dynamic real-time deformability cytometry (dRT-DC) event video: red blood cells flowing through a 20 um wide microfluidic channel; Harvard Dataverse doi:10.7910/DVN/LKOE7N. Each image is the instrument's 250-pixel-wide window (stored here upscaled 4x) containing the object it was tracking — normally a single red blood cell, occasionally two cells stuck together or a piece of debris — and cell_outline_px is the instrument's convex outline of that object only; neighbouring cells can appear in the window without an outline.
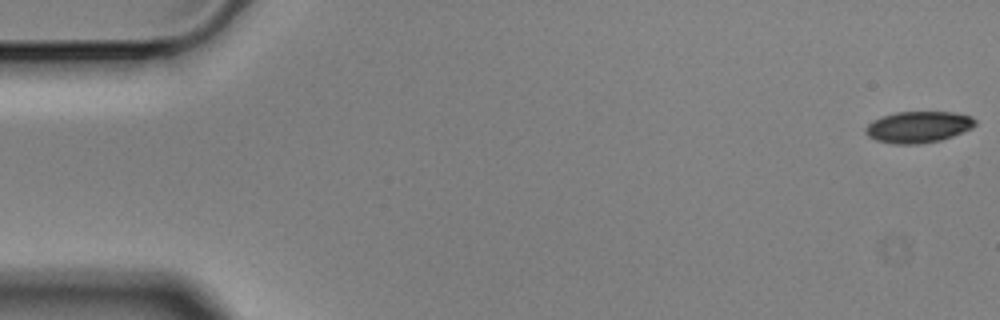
{"species": "Egyptian fruit bat (a non-hibernating species)", "species_latin": "Rousettus aegyptiacus", "temperature_condition": "cold", "stored_images_in_passage": 57, "camera_frame_rate_fps": 3000, "um_per_image_px": 0.085, "animal": {"sex": "male"}, "frame": {"image": 1, "passage_image": 1, "time_ms": 0.0, "image_size_px": [1000, 320], "cell_outline_px": [[976, 124], [972, 128], [952, 136], [940, 140], [920, 144], [892, 144], [876, 140], [868, 136], [864, 132], [864, 128], [872, 120], [896, 112], [952, 112], [972, 116], [976, 120]], "centroid_in_image_um": [78.04, 10.8], "position_along_channel_um": 7.0, "area_um2": 20.11}}
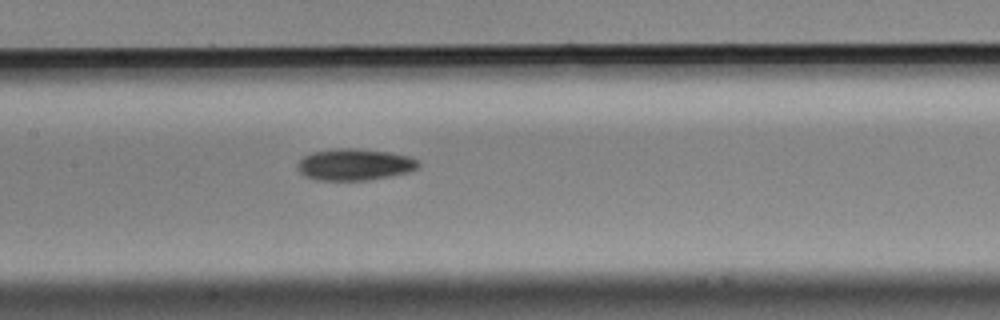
{"frame": {"image": 2, "passage_image": 27, "time_ms": 8.667, "image_size_px": [1000, 320], "cell_outline_px": [[420, 168], [408, 172], [392, 176], [368, 180], [316, 180], [304, 176], [300, 172], [296, 164], [304, 156], [312, 152], [332, 148], [356, 148], [392, 152], [408, 156], [416, 160], [420, 164]], "centroid_in_image_um": [30.14, 13.98], "position_along_channel_um": 177.3, "area_um2": 22.54}}
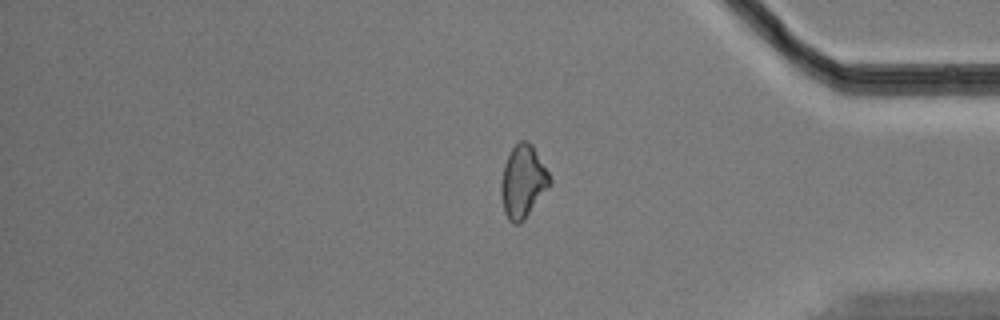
{"frame": {"image": 3, "passage_image": 47, "time_ms": 15.333, "image_size_px": [1000, 320], "cell_outline_px": [[552, 184], [524, 220], [520, 224], [512, 224], [508, 220], [504, 212], [500, 196], [500, 184], [504, 164], [512, 148], [520, 140], [528, 140], [532, 144], [548, 172], [552, 180]], "centroid_in_image_um": [44.44, 15.46], "position_along_channel_um": 390.8, "area_um2": 20.87}, "authors_computed_cell_mechanics": {"area_um2": 20.8658, "velocity_mm_per_s": 3.537, "shape_relaxation_time_tau1_ms": 4.1888, "shape_relaxation_time_tau2_ms": null, "deformation_change_tau1": 0.1137, "deformation_change_tau2": null}}